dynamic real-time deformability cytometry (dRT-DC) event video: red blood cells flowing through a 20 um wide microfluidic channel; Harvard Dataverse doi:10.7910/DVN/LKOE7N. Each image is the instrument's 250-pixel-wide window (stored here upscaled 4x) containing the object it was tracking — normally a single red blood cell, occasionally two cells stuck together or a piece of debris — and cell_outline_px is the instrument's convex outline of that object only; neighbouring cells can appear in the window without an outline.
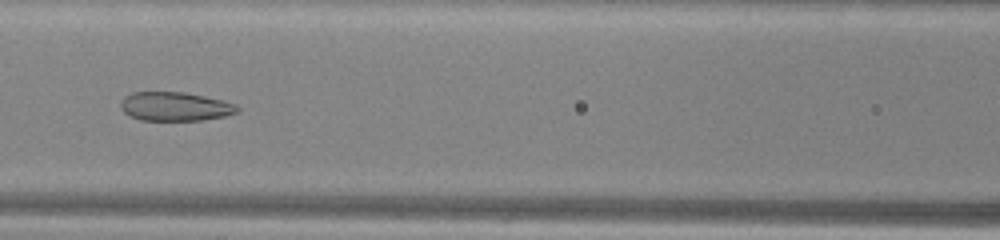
{"species": "common noctule bat (a hibernating species)", "species_latin": "Nyctalus noctula", "temperature_condition": "warm", "stored_images_in_passage": 50, "camera_frame_rate_fps": 3000, "um_per_image_px": 0.085, "animal": {"sex": "male", "body_mass_g": 13.0, "forearm_length_mm": 53.1}, "frame": {"image": 1, "passage_image": 22, "time_ms": 7.0, "image_size_px": [1000, 240], "cell_outline_px": [[240, 112], [224, 116], [200, 120], [140, 120], [124, 112], [120, 108], [120, 104], [124, 96], [132, 92], [184, 92], [224, 100], [236, 104], [240, 108]], "centroid_in_image_um": [14.9, 9.04], "position_along_channel_um": 151.7, "area_um2": 19.71}}
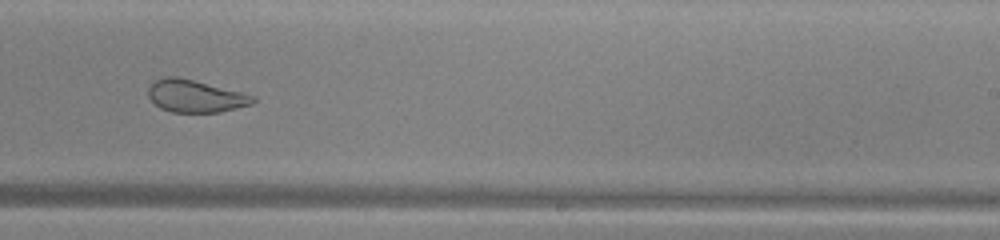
{"frame": {"image": 2, "passage_image": 31, "time_ms": 10.0, "image_size_px": [1000, 240], "cell_outline_px": [[256, 100], [252, 104], [220, 112], [172, 112], [160, 108], [148, 96], [148, 88], [160, 76], [176, 76], [256, 96]], "centroid_in_image_um": [16.59, 8.17], "position_along_channel_um": 272.4, "area_um2": 19.54}}
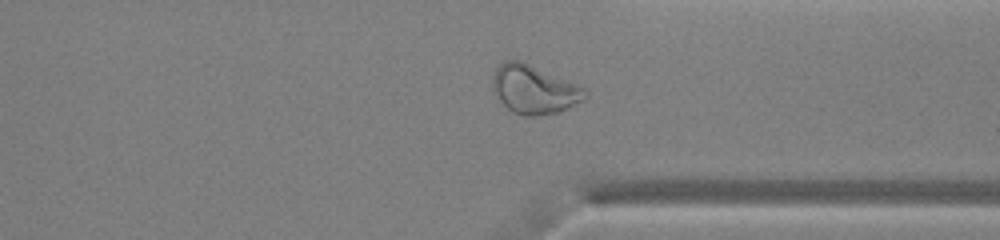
{"frame": {"image": 3, "passage_image": 38, "time_ms": 12.333, "image_size_px": [1000, 240], "cell_outline_px": [[588, 96], [584, 100], [568, 108], [556, 112], [536, 116], [524, 116], [512, 112], [492, 92], [492, 76], [496, 68], [504, 60], [524, 60], [580, 84], [588, 88]], "centroid_in_image_um": [45.43, 7.57], "position_along_channel_um": 366.0, "area_um2": 26.99}, "authors_computed_cell_mechanics": {"area_um2": 27.6573, "velocity_mm_per_s": 4.0379, "shape_relaxation_time_tau1_ms": null, "shape_relaxation_time_tau2_ms": 1.4325, "deformation_change_tau1": null, "deformation_change_tau2": 0.0901}}